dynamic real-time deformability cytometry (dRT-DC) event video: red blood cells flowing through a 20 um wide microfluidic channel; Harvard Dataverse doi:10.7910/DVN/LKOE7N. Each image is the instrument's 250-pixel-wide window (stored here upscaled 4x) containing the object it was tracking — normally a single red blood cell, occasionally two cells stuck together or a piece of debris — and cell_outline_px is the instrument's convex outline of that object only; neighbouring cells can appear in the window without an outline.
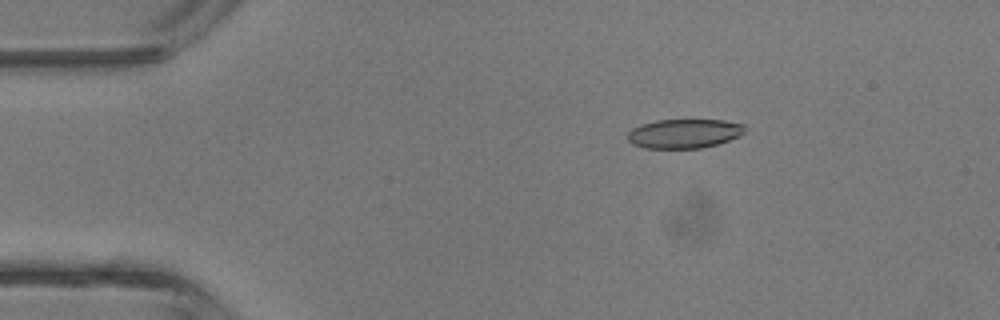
{"species": "common noctule bat (a hibernating species)", "species_latin": "Nyctalus noctula", "temperature_condition": "room temperature", "stored_images_in_passage": 5, "camera_frame_rate_fps": 3000, "um_per_image_px": 0.085, "animal": {"sex": "male", "body_mass_g": 13.3}, "frame": {"image": 1, "passage_image": 2, "time_ms": 1.0, "image_size_px": [1000, 320], "cell_outline_px": [[744, 132], [740, 136], [716, 144], [700, 148], [644, 148], [632, 144], [628, 140], [628, 132], [632, 128], [656, 120], [724, 120], [744, 124]], "centroid_in_image_um": [58.15, 11.35], "position_along_channel_um": 26.9, "area_um2": 19.83}}
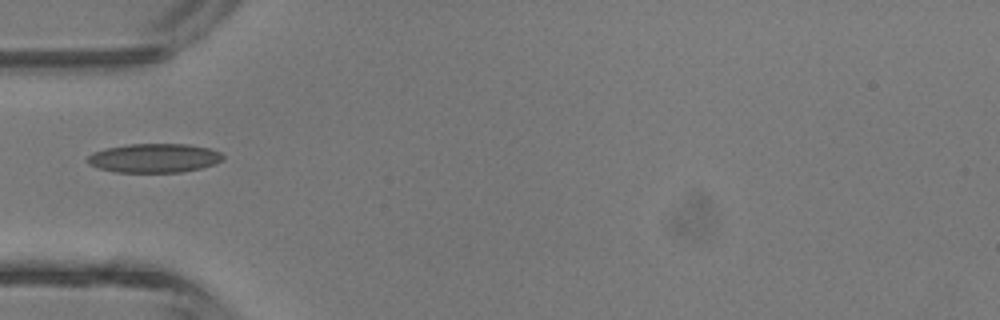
{"frame": {"image": 2, "passage_image": 4, "time_ms": 3.333, "image_size_px": [1000, 320], "cell_outline_px": [[224, 160], [200, 168], [180, 172], [116, 172], [100, 168], [88, 164], [88, 156], [92, 152], [104, 148], [128, 144], [188, 144], [208, 148], [220, 152], [224, 156]], "centroid_in_image_um": [13.09, 13.43], "position_along_channel_um": 71.9, "area_um2": 22.83}}
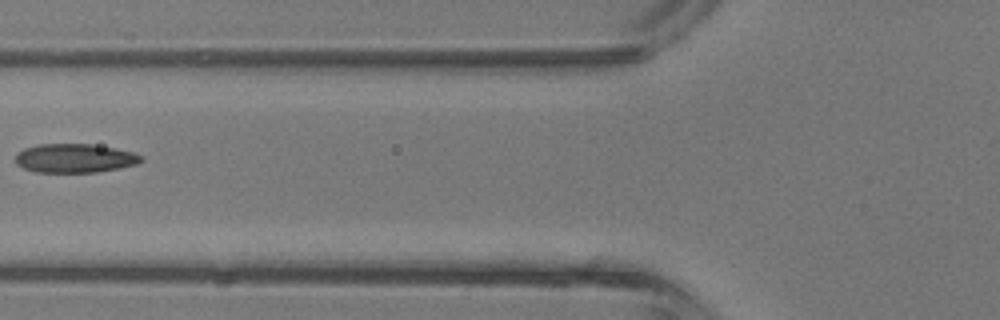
{"frame": {"image": 3, "passage_image": 5, "time_ms": 4.333, "image_size_px": [1000, 320], "cell_outline_px": [[144, 160], [136, 164], [120, 168], [96, 172], [36, 172], [24, 168], [16, 164], [16, 152], [24, 148], [36, 144], [92, 144], [116, 148], [132, 152], [144, 156]], "centroid_in_image_um": [6.36, 13.44], "position_along_channel_um": 119.4, "area_um2": 21.33}}